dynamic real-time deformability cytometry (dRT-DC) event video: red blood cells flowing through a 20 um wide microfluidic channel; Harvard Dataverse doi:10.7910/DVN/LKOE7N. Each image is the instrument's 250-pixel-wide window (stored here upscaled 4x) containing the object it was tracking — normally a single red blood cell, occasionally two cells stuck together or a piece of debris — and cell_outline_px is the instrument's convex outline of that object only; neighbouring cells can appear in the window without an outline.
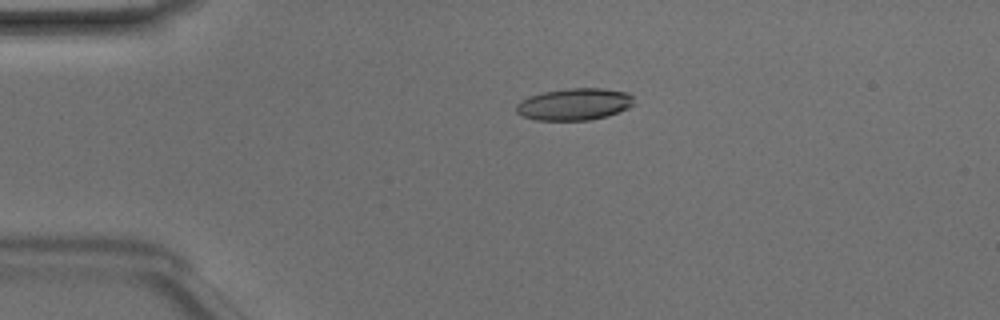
{"species": "Egyptian fruit bat (a non-hibernating species)", "species_latin": "Rousettus aegyptiacus", "temperature_condition": "room temperature", "stored_images_in_passage": 49, "camera_frame_rate_fps": 3000, "um_per_image_px": 0.085, "animal": {"sex": "male"}, "frame": {"image": 1, "passage_image": 11, "time_ms": 3.333, "image_size_px": [1000, 320], "cell_outline_px": [[636, 104], [628, 108], [604, 116], [588, 120], [536, 120], [524, 116], [516, 112], [516, 104], [520, 100], [528, 96], [544, 92], [568, 88], [604, 88], [628, 92], [632, 96]], "centroid_in_image_um": [48.82, 8.84], "position_along_channel_um": 36.2, "area_um2": 21.91}}
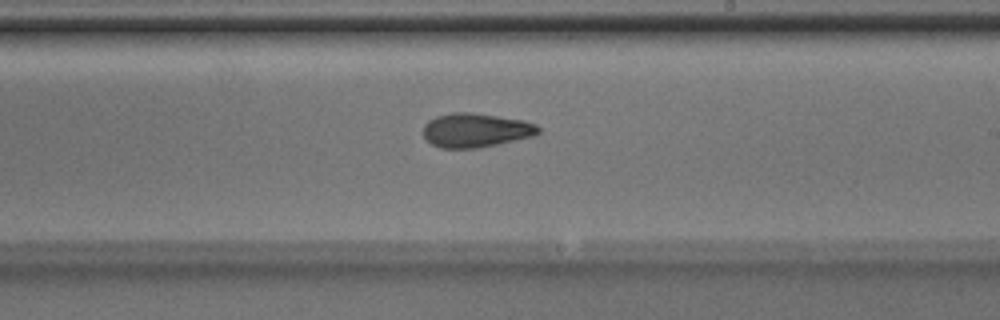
{"frame": {"image": 2, "passage_image": 29, "time_ms": 9.333, "image_size_px": [1000, 320], "cell_outline_px": [[540, 132], [532, 136], [496, 144], [476, 148], [440, 148], [432, 144], [424, 136], [424, 124], [428, 120], [436, 116], [452, 112], [472, 112], [524, 120], [536, 124], [540, 128]], "centroid_in_image_um": [40.42, 11.05], "position_along_channel_um": 248.6, "area_um2": 22.77}}
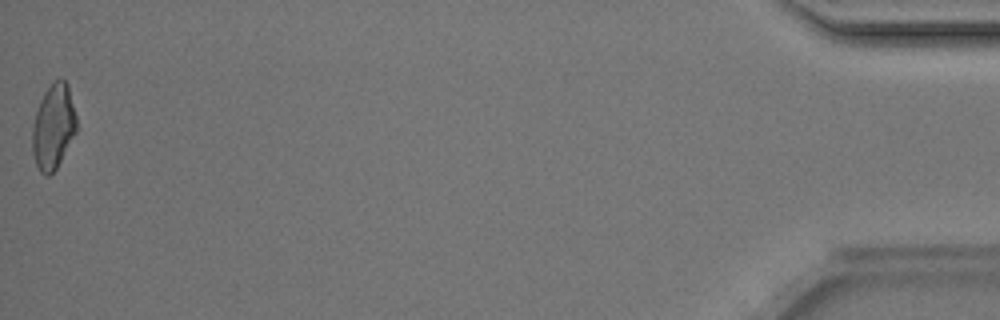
{"frame": {"image": 3, "passage_image": 49, "time_ms": 16.0, "image_size_px": [1000, 320], "cell_outline_px": [[76, 132], [56, 168], [48, 176], [44, 176], [40, 172], [36, 164], [32, 152], [32, 128], [36, 112], [40, 100], [44, 92], [56, 80], [64, 80], [68, 84], [76, 116]], "centroid_in_image_um": [4.52, 10.79], "position_along_channel_um": 430.7, "area_um2": 21.62}, "authors_computed_cell_mechanics": {"area_um2": 21.964, "velocity_mm_per_s": 4.1715, "shape_relaxation_time_tau1_ms": 3.8348, "shape_relaxation_time_tau2_ms": 3.1393, "deformation_change_tau1": 0.1396, "deformation_change_tau2": 0.1175}}